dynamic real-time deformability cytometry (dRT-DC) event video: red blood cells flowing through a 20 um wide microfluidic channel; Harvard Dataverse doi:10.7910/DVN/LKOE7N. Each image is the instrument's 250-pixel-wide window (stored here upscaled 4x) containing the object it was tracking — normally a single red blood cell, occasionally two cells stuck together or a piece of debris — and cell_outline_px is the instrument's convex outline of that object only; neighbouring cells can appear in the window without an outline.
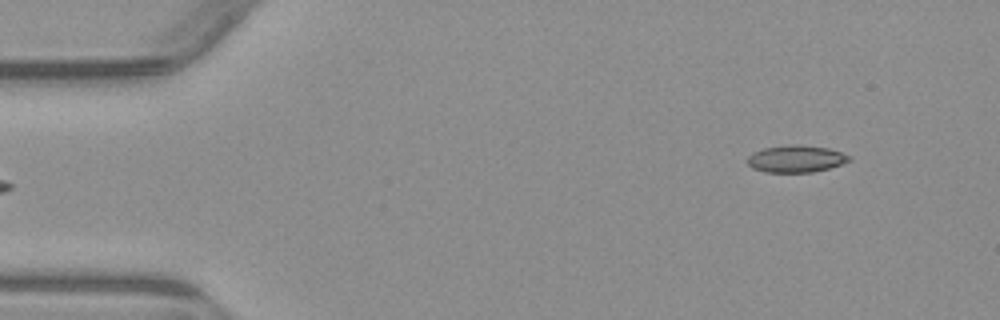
{"species": "common noctule bat (a hibernating species)", "species_latin": "Nyctalus noctula", "temperature_condition": "warm", "stored_images_in_passage": 4, "segment_of_instrument_passage": [2, 2], "camera_frame_rate_fps": 3000, "um_per_image_px": 0.085, "animal": {"sex": "male", "body_mass_g": 23.1, "forearm_length_mm": 52.7}, "frame": {"image": 1, "passage_image": 4, "time_ms": 4.667, "image_size_px": [1000, 320], "cell_outline_px": [[852, 160], [828, 168], [812, 172], [764, 172], [752, 168], [748, 164], [748, 156], [752, 152], [764, 148], [788, 144], [796, 144], [828, 148], [852, 156]], "centroid_in_image_um": [67.65, 13.49], "position_along_channel_um": 17.4, "area_um2": 16.07}}